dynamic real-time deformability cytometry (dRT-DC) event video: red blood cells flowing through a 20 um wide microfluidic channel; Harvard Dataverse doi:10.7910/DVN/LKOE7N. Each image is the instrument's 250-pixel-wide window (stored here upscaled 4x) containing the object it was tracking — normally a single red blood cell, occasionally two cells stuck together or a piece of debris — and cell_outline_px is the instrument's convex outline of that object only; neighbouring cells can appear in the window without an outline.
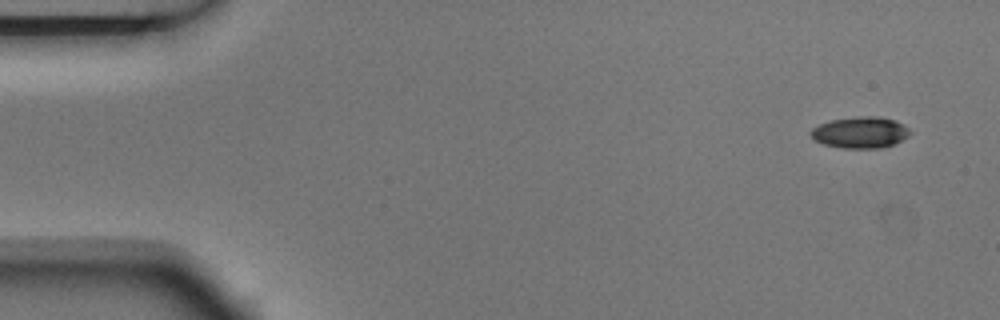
{"species": "Egyptian fruit bat (a non-hibernating species)", "species_latin": "Rousettus aegyptiacus", "temperature_condition": "room temperature", "stored_images_in_passage": 9, "camera_frame_rate_fps": 3000, "um_per_image_px": 0.085, "animal": {"sex": "male"}, "frame": {"image": 1, "passage_image": 1, "time_ms": 0.0, "image_size_px": [1000, 320], "cell_outline_px": [[912, 132], [908, 136], [892, 144], [880, 148], [844, 148], [824, 144], [816, 140], [808, 132], [812, 128], [820, 124], [832, 120], [856, 116], [880, 116], [896, 120], [904, 124]], "centroid_in_image_um": [73.14, 11.24], "position_along_channel_um": 11.9, "area_um2": 18.09}}
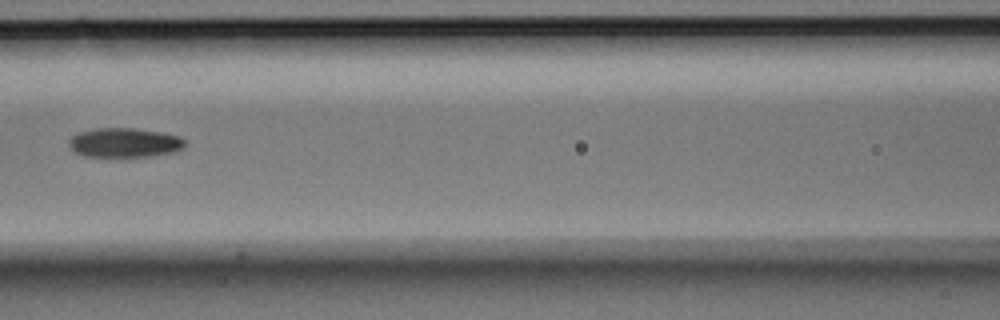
{"frame": {"image": 2, "passage_image": 7, "time_ms": 2.0, "image_size_px": [1000, 320], "cell_outline_px": [[184, 148], [176, 152], [152, 156], [84, 156], [76, 152], [68, 144], [68, 140], [72, 136], [80, 132], [92, 128], [136, 128], [160, 132], [180, 136], [184, 140]], "centroid_in_image_um": [10.6, 12.12], "position_along_channel_um": 156.0, "area_um2": 19.88}}
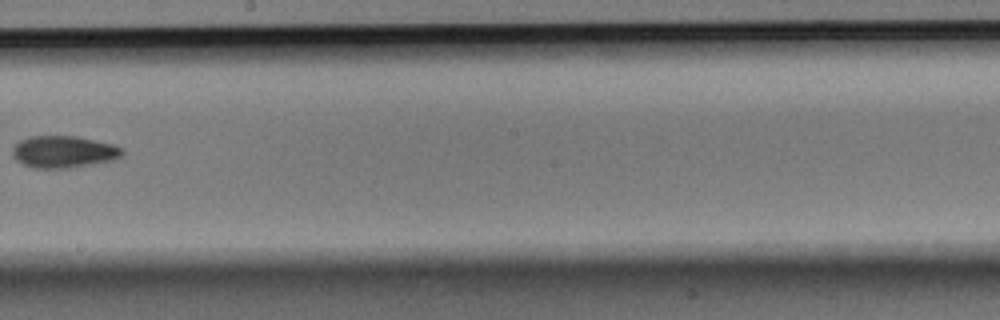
{"frame": {"image": 3, "passage_image": 9, "time_ms": 2.667, "image_size_px": [1000, 320], "cell_outline_px": [[124, 152], [120, 156], [112, 160], [92, 164], [68, 168], [36, 168], [24, 164], [16, 160], [12, 156], [12, 148], [20, 140], [32, 136], [76, 136], [112, 144], [124, 148]], "centroid_in_image_um": [5.4, 12.9], "position_along_channel_um": 242.8, "area_um2": 20.35}}